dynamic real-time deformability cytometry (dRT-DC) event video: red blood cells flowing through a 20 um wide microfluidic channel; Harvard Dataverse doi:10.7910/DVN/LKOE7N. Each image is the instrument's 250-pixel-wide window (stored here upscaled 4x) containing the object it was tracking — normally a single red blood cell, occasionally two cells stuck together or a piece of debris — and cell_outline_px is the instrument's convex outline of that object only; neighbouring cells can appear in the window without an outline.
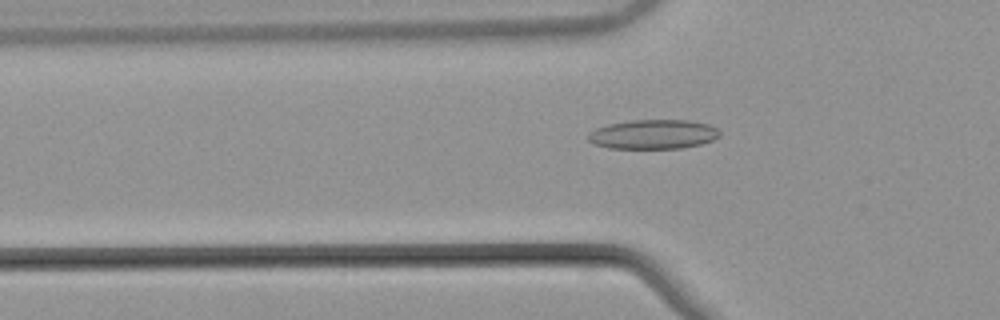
{"species": "common noctule bat (a hibernating species)", "species_latin": "Nyctalus noctula", "temperature_condition": "warm", "stored_images_in_passage": 38, "camera_frame_rate_fps": 3000, "um_per_image_px": 0.085, "animal": {"sex": "male", "body_mass_g": 21.5, "forearm_length_mm": 52.0}, "frame": {"image": 1, "passage_image": 18, "time_ms": 5.667, "image_size_px": [1000, 320], "cell_outline_px": [[720, 136], [712, 140], [700, 144], [680, 148], [608, 148], [592, 144], [588, 140], [588, 132], [596, 128], [608, 124], [632, 120], [688, 120], [708, 124], [716, 128], [720, 132]], "centroid_in_image_um": [55.49, 11.41], "position_along_channel_um": 70.3, "area_um2": 22.54}}
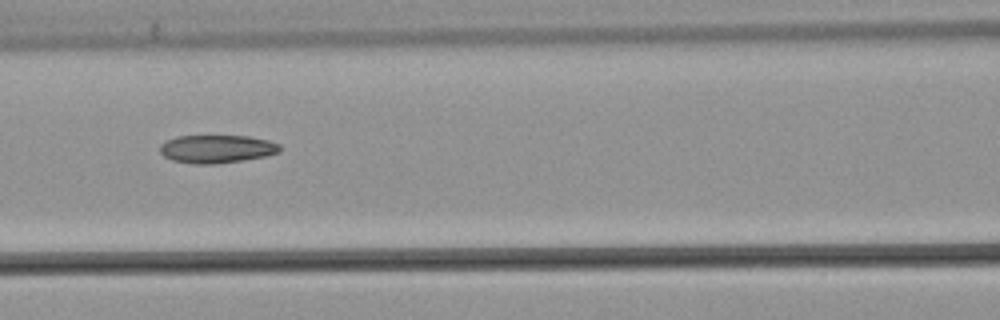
{"frame": {"image": 2, "passage_image": 24, "time_ms": 7.667, "image_size_px": [1000, 320], "cell_outline_px": [[280, 152], [264, 156], [244, 160], [216, 164], [192, 164], [172, 160], [164, 156], [160, 152], [160, 144], [164, 140], [176, 136], [248, 136], [268, 140], [280, 144]], "centroid_in_image_um": [18.39, 12.66], "position_along_channel_um": 148.2, "area_um2": 19.77}}
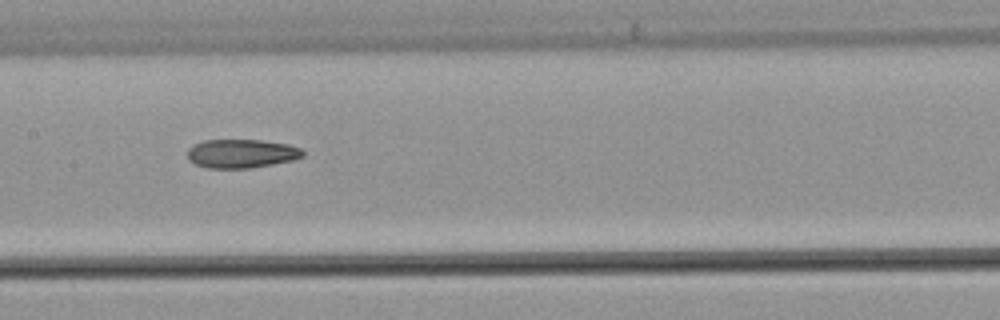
{"frame": {"image": 3, "passage_image": 27, "time_ms": 8.667, "image_size_px": [1000, 320], "cell_outline_px": [[304, 156], [292, 160], [252, 168], [208, 168], [196, 164], [188, 160], [188, 148], [192, 144], [204, 140], [260, 140], [288, 144], [300, 148], [304, 152]], "centroid_in_image_um": [20.5, 13.05], "position_along_channel_um": 186.9, "area_um2": 19.36}}